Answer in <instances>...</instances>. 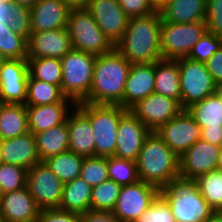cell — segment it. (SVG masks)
Returning a JSON list of instances; mask_svg holds the SVG:
<instances>
[{
	"mask_svg": "<svg viewBox=\"0 0 222 222\" xmlns=\"http://www.w3.org/2000/svg\"><path fill=\"white\" fill-rule=\"evenodd\" d=\"M130 67L131 63L116 48L97 55L90 92L83 102L123 107V93Z\"/></svg>",
	"mask_w": 222,
	"mask_h": 222,
	"instance_id": "1",
	"label": "cell"
},
{
	"mask_svg": "<svg viewBox=\"0 0 222 222\" xmlns=\"http://www.w3.org/2000/svg\"><path fill=\"white\" fill-rule=\"evenodd\" d=\"M159 11L147 16L129 18L122 39L115 48L131 63H154L162 59Z\"/></svg>",
	"mask_w": 222,
	"mask_h": 222,
	"instance_id": "2",
	"label": "cell"
},
{
	"mask_svg": "<svg viewBox=\"0 0 222 222\" xmlns=\"http://www.w3.org/2000/svg\"><path fill=\"white\" fill-rule=\"evenodd\" d=\"M136 164L139 180L153 184L159 189L179 176L178 156L155 131L146 137Z\"/></svg>",
	"mask_w": 222,
	"mask_h": 222,
	"instance_id": "3",
	"label": "cell"
},
{
	"mask_svg": "<svg viewBox=\"0 0 222 222\" xmlns=\"http://www.w3.org/2000/svg\"><path fill=\"white\" fill-rule=\"evenodd\" d=\"M159 195L168 203L176 222H205L214 214L196 179L178 176L161 187Z\"/></svg>",
	"mask_w": 222,
	"mask_h": 222,
	"instance_id": "4",
	"label": "cell"
},
{
	"mask_svg": "<svg viewBox=\"0 0 222 222\" xmlns=\"http://www.w3.org/2000/svg\"><path fill=\"white\" fill-rule=\"evenodd\" d=\"M88 117L95 137V156H114L120 118L128 111L120 105L76 104Z\"/></svg>",
	"mask_w": 222,
	"mask_h": 222,
	"instance_id": "5",
	"label": "cell"
},
{
	"mask_svg": "<svg viewBox=\"0 0 222 222\" xmlns=\"http://www.w3.org/2000/svg\"><path fill=\"white\" fill-rule=\"evenodd\" d=\"M60 60L62 93L75 104L83 102L92 85L96 55L72 49Z\"/></svg>",
	"mask_w": 222,
	"mask_h": 222,
	"instance_id": "6",
	"label": "cell"
},
{
	"mask_svg": "<svg viewBox=\"0 0 222 222\" xmlns=\"http://www.w3.org/2000/svg\"><path fill=\"white\" fill-rule=\"evenodd\" d=\"M67 30L73 49L97 56L115 48L85 8H71Z\"/></svg>",
	"mask_w": 222,
	"mask_h": 222,
	"instance_id": "7",
	"label": "cell"
},
{
	"mask_svg": "<svg viewBox=\"0 0 222 222\" xmlns=\"http://www.w3.org/2000/svg\"><path fill=\"white\" fill-rule=\"evenodd\" d=\"M207 31L205 21L173 23L162 19L160 49L162 59L188 57L193 46Z\"/></svg>",
	"mask_w": 222,
	"mask_h": 222,
	"instance_id": "8",
	"label": "cell"
},
{
	"mask_svg": "<svg viewBox=\"0 0 222 222\" xmlns=\"http://www.w3.org/2000/svg\"><path fill=\"white\" fill-rule=\"evenodd\" d=\"M180 73L181 106L183 109L215 93L217 84L206 64L188 57L177 59Z\"/></svg>",
	"mask_w": 222,
	"mask_h": 222,
	"instance_id": "9",
	"label": "cell"
},
{
	"mask_svg": "<svg viewBox=\"0 0 222 222\" xmlns=\"http://www.w3.org/2000/svg\"><path fill=\"white\" fill-rule=\"evenodd\" d=\"M160 194V189L141 180L122 186L112 210L120 222H134Z\"/></svg>",
	"mask_w": 222,
	"mask_h": 222,
	"instance_id": "10",
	"label": "cell"
},
{
	"mask_svg": "<svg viewBox=\"0 0 222 222\" xmlns=\"http://www.w3.org/2000/svg\"><path fill=\"white\" fill-rule=\"evenodd\" d=\"M26 186L41 210L59 208L64 183L45 162H39L27 170Z\"/></svg>",
	"mask_w": 222,
	"mask_h": 222,
	"instance_id": "11",
	"label": "cell"
},
{
	"mask_svg": "<svg viewBox=\"0 0 222 222\" xmlns=\"http://www.w3.org/2000/svg\"><path fill=\"white\" fill-rule=\"evenodd\" d=\"M156 134L180 158L193 144L201 139V128L186 109L160 126Z\"/></svg>",
	"mask_w": 222,
	"mask_h": 222,
	"instance_id": "12",
	"label": "cell"
},
{
	"mask_svg": "<svg viewBox=\"0 0 222 222\" xmlns=\"http://www.w3.org/2000/svg\"><path fill=\"white\" fill-rule=\"evenodd\" d=\"M151 132L177 116L182 110L176 99L153 92L129 109Z\"/></svg>",
	"mask_w": 222,
	"mask_h": 222,
	"instance_id": "13",
	"label": "cell"
},
{
	"mask_svg": "<svg viewBox=\"0 0 222 222\" xmlns=\"http://www.w3.org/2000/svg\"><path fill=\"white\" fill-rule=\"evenodd\" d=\"M85 9L115 46L122 39L129 21L118 0H88Z\"/></svg>",
	"mask_w": 222,
	"mask_h": 222,
	"instance_id": "14",
	"label": "cell"
},
{
	"mask_svg": "<svg viewBox=\"0 0 222 222\" xmlns=\"http://www.w3.org/2000/svg\"><path fill=\"white\" fill-rule=\"evenodd\" d=\"M27 59H6L0 67V96L4 103L24 104L27 99Z\"/></svg>",
	"mask_w": 222,
	"mask_h": 222,
	"instance_id": "15",
	"label": "cell"
},
{
	"mask_svg": "<svg viewBox=\"0 0 222 222\" xmlns=\"http://www.w3.org/2000/svg\"><path fill=\"white\" fill-rule=\"evenodd\" d=\"M150 130L128 110L119 121L114 157L137 161Z\"/></svg>",
	"mask_w": 222,
	"mask_h": 222,
	"instance_id": "16",
	"label": "cell"
},
{
	"mask_svg": "<svg viewBox=\"0 0 222 222\" xmlns=\"http://www.w3.org/2000/svg\"><path fill=\"white\" fill-rule=\"evenodd\" d=\"M220 149L217 145L198 140L179 158V176L197 179L201 175L217 170Z\"/></svg>",
	"mask_w": 222,
	"mask_h": 222,
	"instance_id": "17",
	"label": "cell"
},
{
	"mask_svg": "<svg viewBox=\"0 0 222 222\" xmlns=\"http://www.w3.org/2000/svg\"><path fill=\"white\" fill-rule=\"evenodd\" d=\"M73 49L67 28L31 32L27 40V58L61 59Z\"/></svg>",
	"mask_w": 222,
	"mask_h": 222,
	"instance_id": "18",
	"label": "cell"
},
{
	"mask_svg": "<svg viewBox=\"0 0 222 222\" xmlns=\"http://www.w3.org/2000/svg\"><path fill=\"white\" fill-rule=\"evenodd\" d=\"M40 211L27 186L0 195V212L4 222H38Z\"/></svg>",
	"mask_w": 222,
	"mask_h": 222,
	"instance_id": "19",
	"label": "cell"
},
{
	"mask_svg": "<svg viewBox=\"0 0 222 222\" xmlns=\"http://www.w3.org/2000/svg\"><path fill=\"white\" fill-rule=\"evenodd\" d=\"M70 10L62 0H39L30 9L31 32L67 28Z\"/></svg>",
	"mask_w": 222,
	"mask_h": 222,
	"instance_id": "20",
	"label": "cell"
},
{
	"mask_svg": "<svg viewBox=\"0 0 222 222\" xmlns=\"http://www.w3.org/2000/svg\"><path fill=\"white\" fill-rule=\"evenodd\" d=\"M155 62L131 64L123 93V108L129 110L154 92Z\"/></svg>",
	"mask_w": 222,
	"mask_h": 222,
	"instance_id": "21",
	"label": "cell"
},
{
	"mask_svg": "<svg viewBox=\"0 0 222 222\" xmlns=\"http://www.w3.org/2000/svg\"><path fill=\"white\" fill-rule=\"evenodd\" d=\"M69 151L82 157L95 156V137L89 117L77 106L67 117Z\"/></svg>",
	"mask_w": 222,
	"mask_h": 222,
	"instance_id": "22",
	"label": "cell"
},
{
	"mask_svg": "<svg viewBox=\"0 0 222 222\" xmlns=\"http://www.w3.org/2000/svg\"><path fill=\"white\" fill-rule=\"evenodd\" d=\"M0 153L3 163L19 165L26 170L40 162L35 136L31 132L15 138L0 140Z\"/></svg>",
	"mask_w": 222,
	"mask_h": 222,
	"instance_id": "23",
	"label": "cell"
},
{
	"mask_svg": "<svg viewBox=\"0 0 222 222\" xmlns=\"http://www.w3.org/2000/svg\"><path fill=\"white\" fill-rule=\"evenodd\" d=\"M75 105L74 102H56L40 106L25 105L28 113L29 132L38 134L64 124Z\"/></svg>",
	"mask_w": 222,
	"mask_h": 222,
	"instance_id": "24",
	"label": "cell"
},
{
	"mask_svg": "<svg viewBox=\"0 0 222 222\" xmlns=\"http://www.w3.org/2000/svg\"><path fill=\"white\" fill-rule=\"evenodd\" d=\"M207 0H169L161 9V18L173 23L205 21Z\"/></svg>",
	"mask_w": 222,
	"mask_h": 222,
	"instance_id": "25",
	"label": "cell"
},
{
	"mask_svg": "<svg viewBox=\"0 0 222 222\" xmlns=\"http://www.w3.org/2000/svg\"><path fill=\"white\" fill-rule=\"evenodd\" d=\"M154 92L176 99L181 104L180 73L176 60L160 59L155 62Z\"/></svg>",
	"mask_w": 222,
	"mask_h": 222,
	"instance_id": "26",
	"label": "cell"
},
{
	"mask_svg": "<svg viewBox=\"0 0 222 222\" xmlns=\"http://www.w3.org/2000/svg\"><path fill=\"white\" fill-rule=\"evenodd\" d=\"M40 162L59 153L69 151V134L67 121L49 130L34 134Z\"/></svg>",
	"mask_w": 222,
	"mask_h": 222,
	"instance_id": "27",
	"label": "cell"
},
{
	"mask_svg": "<svg viewBox=\"0 0 222 222\" xmlns=\"http://www.w3.org/2000/svg\"><path fill=\"white\" fill-rule=\"evenodd\" d=\"M29 132L28 113L24 104L5 103L0 111V140Z\"/></svg>",
	"mask_w": 222,
	"mask_h": 222,
	"instance_id": "28",
	"label": "cell"
},
{
	"mask_svg": "<svg viewBox=\"0 0 222 222\" xmlns=\"http://www.w3.org/2000/svg\"><path fill=\"white\" fill-rule=\"evenodd\" d=\"M91 193L92 187L77 177L64 184L59 208L82 214L91 208Z\"/></svg>",
	"mask_w": 222,
	"mask_h": 222,
	"instance_id": "29",
	"label": "cell"
},
{
	"mask_svg": "<svg viewBox=\"0 0 222 222\" xmlns=\"http://www.w3.org/2000/svg\"><path fill=\"white\" fill-rule=\"evenodd\" d=\"M200 128L222 127V101L216 93L186 108Z\"/></svg>",
	"mask_w": 222,
	"mask_h": 222,
	"instance_id": "30",
	"label": "cell"
},
{
	"mask_svg": "<svg viewBox=\"0 0 222 222\" xmlns=\"http://www.w3.org/2000/svg\"><path fill=\"white\" fill-rule=\"evenodd\" d=\"M56 102H73L65 97L60 86L28 76L25 105H48Z\"/></svg>",
	"mask_w": 222,
	"mask_h": 222,
	"instance_id": "31",
	"label": "cell"
},
{
	"mask_svg": "<svg viewBox=\"0 0 222 222\" xmlns=\"http://www.w3.org/2000/svg\"><path fill=\"white\" fill-rule=\"evenodd\" d=\"M84 157L72 151H65L44 162L51 171L64 183L71 182L80 177Z\"/></svg>",
	"mask_w": 222,
	"mask_h": 222,
	"instance_id": "32",
	"label": "cell"
},
{
	"mask_svg": "<svg viewBox=\"0 0 222 222\" xmlns=\"http://www.w3.org/2000/svg\"><path fill=\"white\" fill-rule=\"evenodd\" d=\"M27 62L32 78L61 86L62 64L59 58H27Z\"/></svg>",
	"mask_w": 222,
	"mask_h": 222,
	"instance_id": "33",
	"label": "cell"
},
{
	"mask_svg": "<svg viewBox=\"0 0 222 222\" xmlns=\"http://www.w3.org/2000/svg\"><path fill=\"white\" fill-rule=\"evenodd\" d=\"M0 52L5 59H27V39L0 21Z\"/></svg>",
	"mask_w": 222,
	"mask_h": 222,
	"instance_id": "34",
	"label": "cell"
},
{
	"mask_svg": "<svg viewBox=\"0 0 222 222\" xmlns=\"http://www.w3.org/2000/svg\"><path fill=\"white\" fill-rule=\"evenodd\" d=\"M197 184L202 197L215 211L222 207V171L214 170L199 176Z\"/></svg>",
	"mask_w": 222,
	"mask_h": 222,
	"instance_id": "35",
	"label": "cell"
},
{
	"mask_svg": "<svg viewBox=\"0 0 222 222\" xmlns=\"http://www.w3.org/2000/svg\"><path fill=\"white\" fill-rule=\"evenodd\" d=\"M121 188L122 186L110 179L92 187L91 209L112 211Z\"/></svg>",
	"mask_w": 222,
	"mask_h": 222,
	"instance_id": "36",
	"label": "cell"
},
{
	"mask_svg": "<svg viewBox=\"0 0 222 222\" xmlns=\"http://www.w3.org/2000/svg\"><path fill=\"white\" fill-rule=\"evenodd\" d=\"M109 179L120 186H126L139 181L137 164L129 159H120L114 156L108 157Z\"/></svg>",
	"mask_w": 222,
	"mask_h": 222,
	"instance_id": "37",
	"label": "cell"
},
{
	"mask_svg": "<svg viewBox=\"0 0 222 222\" xmlns=\"http://www.w3.org/2000/svg\"><path fill=\"white\" fill-rule=\"evenodd\" d=\"M80 178H82L91 187L109 180L108 157H84Z\"/></svg>",
	"mask_w": 222,
	"mask_h": 222,
	"instance_id": "38",
	"label": "cell"
},
{
	"mask_svg": "<svg viewBox=\"0 0 222 222\" xmlns=\"http://www.w3.org/2000/svg\"><path fill=\"white\" fill-rule=\"evenodd\" d=\"M27 170L15 164H0V195L26 187Z\"/></svg>",
	"mask_w": 222,
	"mask_h": 222,
	"instance_id": "39",
	"label": "cell"
},
{
	"mask_svg": "<svg viewBox=\"0 0 222 222\" xmlns=\"http://www.w3.org/2000/svg\"><path fill=\"white\" fill-rule=\"evenodd\" d=\"M221 47L222 38L217 37L214 33L206 31L200 40L193 46L188 58L205 63Z\"/></svg>",
	"mask_w": 222,
	"mask_h": 222,
	"instance_id": "40",
	"label": "cell"
},
{
	"mask_svg": "<svg viewBox=\"0 0 222 222\" xmlns=\"http://www.w3.org/2000/svg\"><path fill=\"white\" fill-rule=\"evenodd\" d=\"M134 222H176L168 203L158 195Z\"/></svg>",
	"mask_w": 222,
	"mask_h": 222,
	"instance_id": "41",
	"label": "cell"
},
{
	"mask_svg": "<svg viewBox=\"0 0 222 222\" xmlns=\"http://www.w3.org/2000/svg\"><path fill=\"white\" fill-rule=\"evenodd\" d=\"M7 25L14 33L27 40L31 34L30 9L12 3V13L7 16Z\"/></svg>",
	"mask_w": 222,
	"mask_h": 222,
	"instance_id": "42",
	"label": "cell"
},
{
	"mask_svg": "<svg viewBox=\"0 0 222 222\" xmlns=\"http://www.w3.org/2000/svg\"><path fill=\"white\" fill-rule=\"evenodd\" d=\"M205 24L207 31L222 38V0H207Z\"/></svg>",
	"mask_w": 222,
	"mask_h": 222,
	"instance_id": "43",
	"label": "cell"
},
{
	"mask_svg": "<svg viewBox=\"0 0 222 222\" xmlns=\"http://www.w3.org/2000/svg\"><path fill=\"white\" fill-rule=\"evenodd\" d=\"M38 222H81V214L60 208L43 209L40 211Z\"/></svg>",
	"mask_w": 222,
	"mask_h": 222,
	"instance_id": "44",
	"label": "cell"
},
{
	"mask_svg": "<svg viewBox=\"0 0 222 222\" xmlns=\"http://www.w3.org/2000/svg\"><path fill=\"white\" fill-rule=\"evenodd\" d=\"M118 2L129 18L147 16L156 12L148 0H118Z\"/></svg>",
	"mask_w": 222,
	"mask_h": 222,
	"instance_id": "45",
	"label": "cell"
},
{
	"mask_svg": "<svg viewBox=\"0 0 222 222\" xmlns=\"http://www.w3.org/2000/svg\"><path fill=\"white\" fill-rule=\"evenodd\" d=\"M81 222H120L119 219L108 210L88 209L81 214Z\"/></svg>",
	"mask_w": 222,
	"mask_h": 222,
	"instance_id": "46",
	"label": "cell"
},
{
	"mask_svg": "<svg viewBox=\"0 0 222 222\" xmlns=\"http://www.w3.org/2000/svg\"><path fill=\"white\" fill-rule=\"evenodd\" d=\"M205 64L214 82L217 85L222 84V47Z\"/></svg>",
	"mask_w": 222,
	"mask_h": 222,
	"instance_id": "47",
	"label": "cell"
},
{
	"mask_svg": "<svg viewBox=\"0 0 222 222\" xmlns=\"http://www.w3.org/2000/svg\"><path fill=\"white\" fill-rule=\"evenodd\" d=\"M201 132L203 141L222 147V127L201 128Z\"/></svg>",
	"mask_w": 222,
	"mask_h": 222,
	"instance_id": "48",
	"label": "cell"
},
{
	"mask_svg": "<svg viewBox=\"0 0 222 222\" xmlns=\"http://www.w3.org/2000/svg\"><path fill=\"white\" fill-rule=\"evenodd\" d=\"M12 13V3L11 2H4L0 3V21L7 20V16H10Z\"/></svg>",
	"mask_w": 222,
	"mask_h": 222,
	"instance_id": "49",
	"label": "cell"
},
{
	"mask_svg": "<svg viewBox=\"0 0 222 222\" xmlns=\"http://www.w3.org/2000/svg\"><path fill=\"white\" fill-rule=\"evenodd\" d=\"M71 8H85L88 0H62Z\"/></svg>",
	"mask_w": 222,
	"mask_h": 222,
	"instance_id": "50",
	"label": "cell"
},
{
	"mask_svg": "<svg viewBox=\"0 0 222 222\" xmlns=\"http://www.w3.org/2000/svg\"><path fill=\"white\" fill-rule=\"evenodd\" d=\"M39 0H10L11 3L31 9Z\"/></svg>",
	"mask_w": 222,
	"mask_h": 222,
	"instance_id": "51",
	"label": "cell"
},
{
	"mask_svg": "<svg viewBox=\"0 0 222 222\" xmlns=\"http://www.w3.org/2000/svg\"><path fill=\"white\" fill-rule=\"evenodd\" d=\"M150 5L155 11H161V9L167 4L169 0H148Z\"/></svg>",
	"mask_w": 222,
	"mask_h": 222,
	"instance_id": "52",
	"label": "cell"
},
{
	"mask_svg": "<svg viewBox=\"0 0 222 222\" xmlns=\"http://www.w3.org/2000/svg\"><path fill=\"white\" fill-rule=\"evenodd\" d=\"M217 170L222 171V147L220 149L219 156H218Z\"/></svg>",
	"mask_w": 222,
	"mask_h": 222,
	"instance_id": "53",
	"label": "cell"
},
{
	"mask_svg": "<svg viewBox=\"0 0 222 222\" xmlns=\"http://www.w3.org/2000/svg\"><path fill=\"white\" fill-rule=\"evenodd\" d=\"M215 93L218 95V97L222 101V84H219L216 86Z\"/></svg>",
	"mask_w": 222,
	"mask_h": 222,
	"instance_id": "54",
	"label": "cell"
},
{
	"mask_svg": "<svg viewBox=\"0 0 222 222\" xmlns=\"http://www.w3.org/2000/svg\"><path fill=\"white\" fill-rule=\"evenodd\" d=\"M214 214L218 217V219L220 220V222H222V207L216 209L214 211Z\"/></svg>",
	"mask_w": 222,
	"mask_h": 222,
	"instance_id": "55",
	"label": "cell"
},
{
	"mask_svg": "<svg viewBox=\"0 0 222 222\" xmlns=\"http://www.w3.org/2000/svg\"><path fill=\"white\" fill-rule=\"evenodd\" d=\"M205 222H220V220L218 219V217L213 214L209 219H207Z\"/></svg>",
	"mask_w": 222,
	"mask_h": 222,
	"instance_id": "56",
	"label": "cell"
},
{
	"mask_svg": "<svg viewBox=\"0 0 222 222\" xmlns=\"http://www.w3.org/2000/svg\"><path fill=\"white\" fill-rule=\"evenodd\" d=\"M6 59L3 57V55L0 52V67L2 66V63L5 61Z\"/></svg>",
	"mask_w": 222,
	"mask_h": 222,
	"instance_id": "57",
	"label": "cell"
},
{
	"mask_svg": "<svg viewBox=\"0 0 222 222\" xmlns=\"http://www.w3.org/2000/svg\"><path fill=\"white\" fill-rule=\"evenodd\" d=\"M4 104L5 103H4L3 99H2V97L0 96V111H1V108L3 107Z\"/></svg>",
	"mask_w": 222,
	"mask_h": 222,
	"instance_id": "58",
	"label": "cell"
},
{
	"mask_svg": "<svg viewBox=\"0 0 222 222\" xmlns=\"http://www.w3.org/2000/svg\"><path fill=\"white\" fill-rule=\"evenodd\" d=\"M0 222H4L1 212H0Z\"/></svg>",
	"mask_w": 222,
	"mask_h": 222,
	"instance_id": "59",
	"label": "cell"
},
{
	"mask_svg": "<svg viewBox=\"0 0 222 222\" xmlns=\"http://www.w3.org/2000/svg\"><path fill=\"white\" fill-rule=\"evenodd\" d=\"M4 3V2H10V0H0V3Z\"/></svg>",
	"mask_w": 222,
	"mask_h": 222,
	"instance_id": "60",
	"label": "cell"
}]
</instances>
